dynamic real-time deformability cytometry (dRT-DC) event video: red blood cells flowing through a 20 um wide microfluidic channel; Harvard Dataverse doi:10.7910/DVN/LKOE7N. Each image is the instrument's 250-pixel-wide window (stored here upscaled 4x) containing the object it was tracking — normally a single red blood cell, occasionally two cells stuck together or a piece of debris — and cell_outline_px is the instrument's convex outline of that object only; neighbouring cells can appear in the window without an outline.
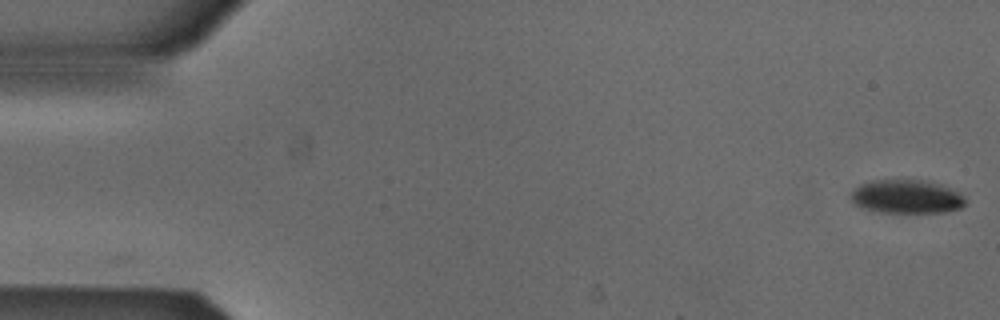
{"species": "Egyptian fruit bat (a non-hibernating species)", "species_latin": "Rousettus aegyptiacus", "temperature_condition": "cold", "stored_images_in_passage": 5, "camera_frame_rate_fps": 3000, "um_per_image_px": 0.085, "animal": {"sex": "male"}, "frame": {"image": 1, "passage_image": 1, "time_ms": 0.0, "image_size_px": [1000, 320], "cell_outline_px": [[968, 204], [960, 208], [944, 212], [884, 212], [868, 208], [856, 204], [852, 200], [852, 192], [860, 184], [872, 180], [928, 180], [940, 184], [960, 192], [964, 196]], "centroid_in_image_um": [77.15, 16.7], "position_along_channel_um": 7.8, "area_um2": 22.25}}
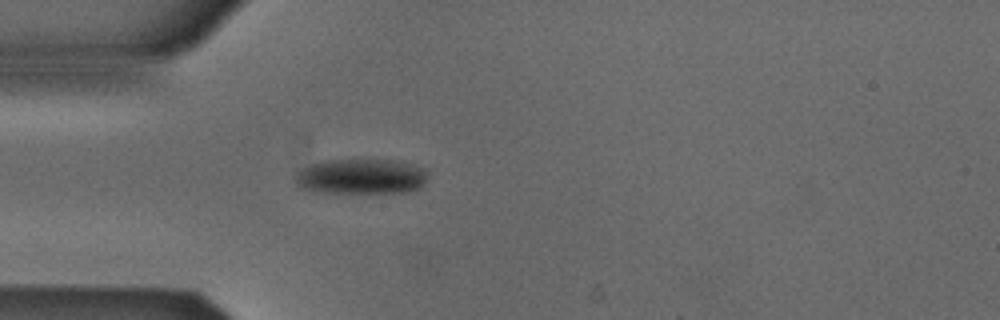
{"frame": {"image": 2, "passage_image": 5, "time_ms": 1.333, "image_size_px": [1000, 320], "cell_outline_px": [[428, 172], [424, 180], [416, 188], [404, 192], [324, 192], [300, 188], [292, 180], [292, 176], [296, 172], [312, 164], [324, 160], [400, 160], [424, 168]], "centroid_in_image_um": [30.63, 14.98], "position_along_channel_um": 54.4, "area_um2": 27.05}}